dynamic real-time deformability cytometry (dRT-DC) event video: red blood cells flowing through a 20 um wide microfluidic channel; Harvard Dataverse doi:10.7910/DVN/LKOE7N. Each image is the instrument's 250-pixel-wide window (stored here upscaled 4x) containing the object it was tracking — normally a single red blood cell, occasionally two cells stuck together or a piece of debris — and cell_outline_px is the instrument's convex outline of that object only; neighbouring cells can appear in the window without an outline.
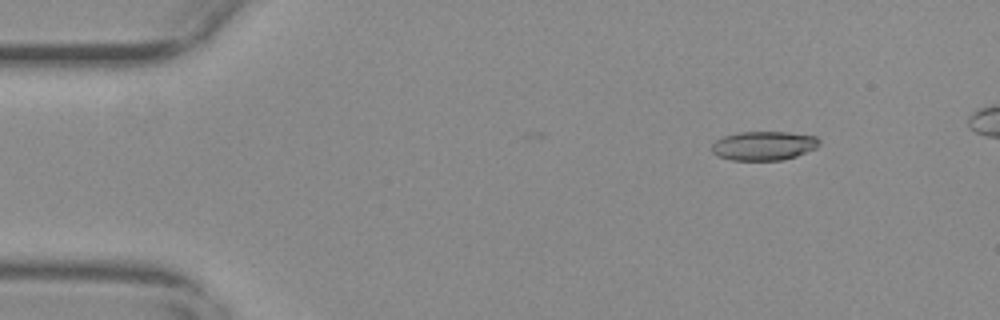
{"species": "common noctule bat (a hibernating species)", "species_latin": "Nyctalus noctula", "temperature_condition": "warm", "stored_images_in_passage": 47, "camera_frame_rate_fps": 3000, "um_per_image_px": 0.085, "animal": {"sex": "female", "body_mass_g": 29.2, "forearm_length_mm": 56.3}, "frame": {"image": 1, "passage_image": 7, "time_ms": 2.0, "image_size_px": [1000, 320], "cell_outline_px": [[820, 144], [816, 148], [796, 156], [780, 160], [732, 160], [716, 156], [712, 152], [712, 144], [716, 140], [724, 136], [736, 132], [788, 132], [816, 136], [820, 140]], "centroid_in_image_um": [64.91, 12.38], "position_along_channel_um": 20.1, "area_um2": 18.26}}
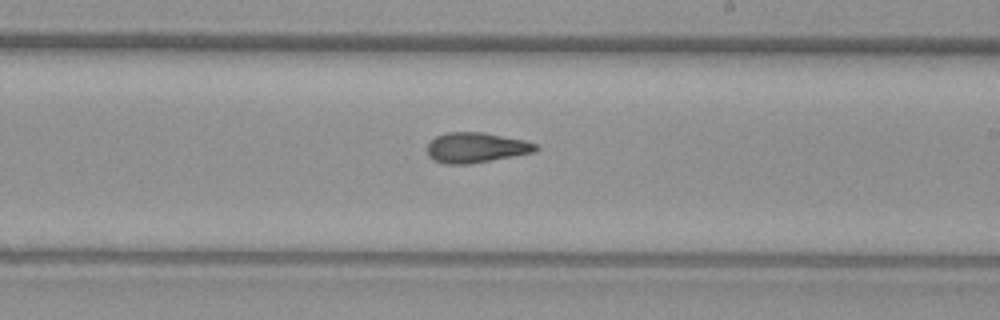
{"frame": {"image": 2, "passage_image": 33, "time_ms": 10.667, "image_size_px": [1000, 320], "cell_outline_px": [[540, 148], [532, 152], [472, 164], [444, 164], [432, 160], [428, 156], [428, 144], [436, 136], [448, 132], [484, 132], [524, 140], [536, 144]], "centroid_in_image_um": [40.43, 12.55], "position_along_channel_um": 248.6, "area_um2": 19.07}}
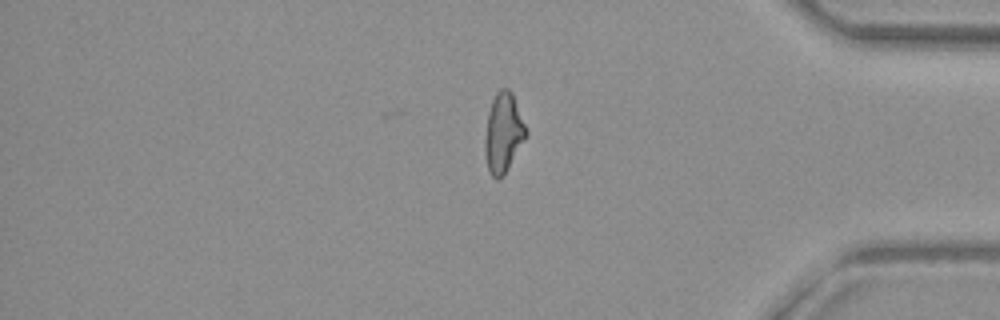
{"frame": {"image": 3, "passage_image": 47, "time_ms": 15.333, "image_size_px": [1000, 320], "cell_outline_px": [[528, 136], [504, 176], [496, 180], [488, 172], [484, 152], [484, 140], [488, 112], [492, 100], [496, 92], [500, 88], [508, 88], [512, 92], [528, 132]], "centroid_in_image_um": [42.78, 11.33], "position_along_channel_um": 392.4, "area_um2": 19.48}, "authors_computed_cell_mechanics": {"area_um2": 18.9006, "velocity_mm_per_s": 3.6737, "shape_relaxation_time_tau1_ms": null, "shape_relaxation_time_tau2_ms": 2.1214, "deformation_change_tau1": null, "deformation_change_tau2": 0.106}}